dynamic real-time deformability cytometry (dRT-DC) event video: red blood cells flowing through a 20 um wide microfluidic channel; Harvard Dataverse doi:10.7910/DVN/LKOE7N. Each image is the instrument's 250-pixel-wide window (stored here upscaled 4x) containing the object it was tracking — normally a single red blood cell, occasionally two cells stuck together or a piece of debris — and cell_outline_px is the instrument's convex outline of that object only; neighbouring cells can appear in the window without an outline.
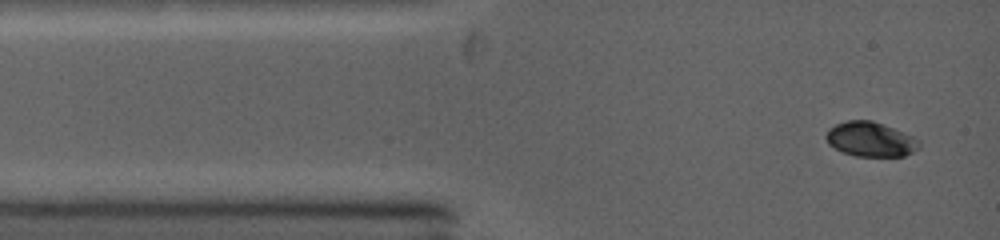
{"species": "common noctule bat (a hibernating species)", "species_latin": "Nyctalus noctula", "temperature_condition": "warm", "stored_images_in_passage": 4, "camera_frame_rate_fps": 5000, "um_per_image_px": 0.085, "animal": {"sex": "female", "body_mass_g": 19.0, "forearm_length_mm": 53.3}, "frame": {"image": 1, "passage_image": 1, "time_ms": 0.0, "image_size_px": [1000, 240], "cell_outline_px": [[920, 148], [904, 156], [856, 156], [844, 152], [828, 144], [824, 136], [828, 128], [836, 124], [848, 120], [872, 120], [912, 136], [920, 140]], "centroid_in_image_um": [73.98, 11.84], "position_along_channel_um": 11.0, "area_um2": 18.73}}
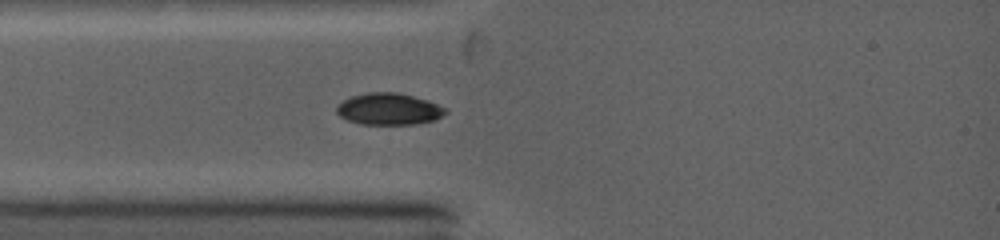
{"frame": {"image": 2, "passage_image": 4, "time_ms": 2.0, "image_size_px": [1000, 240], "cell_outline_px": [[448, 112], [444, 116], [436, 120], [416, 124], [360, 124], [348, 120], [340, 116], [336, 112], [336, 108], [344, 100], [352, 96], [372, 92], [392, 92], [412, 96], [428, 100], [444, 108]], "centroid_in_image_um": [33.08, 9.28], "position_along_channel_um": 51.9, "area_um2": 19.94}}